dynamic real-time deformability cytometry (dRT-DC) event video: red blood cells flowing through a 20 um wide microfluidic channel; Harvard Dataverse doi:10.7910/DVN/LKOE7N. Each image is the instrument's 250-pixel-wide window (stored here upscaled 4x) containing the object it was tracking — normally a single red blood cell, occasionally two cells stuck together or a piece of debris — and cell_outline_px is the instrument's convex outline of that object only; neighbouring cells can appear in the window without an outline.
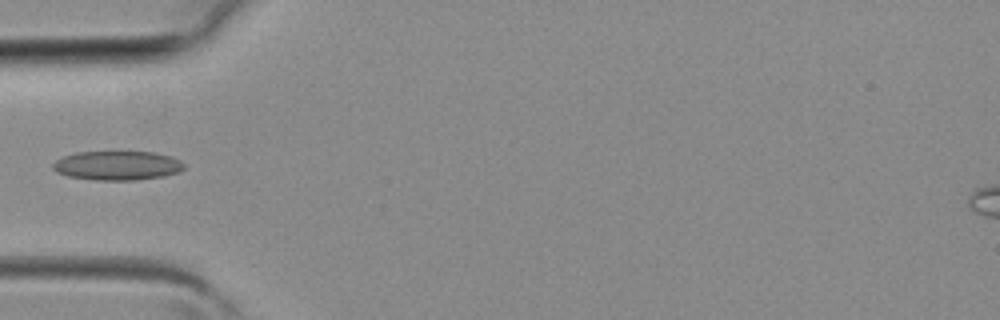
{"species": "common noctule bat (a hibernating species)", "species_latin": "Nyctalus noctula", "temperature_condition": "room temperature", "stored_images_in_passage": 3, "camera_frame_rate_fps": 3000, "um_per_image_px": 0.085, "animal": {"sex": "female", "body_mass_g": 19.3, "forearm_length_mm": 54.1}, "frame": {"image": 1, "passage_image": 3, "time_ms": 0.667, "image_size_px": [1000, 320], "cell_outline_px": [[184, 168], [176, 172], [164, 176], [136, 180], [96, 180], [68, 176], [56, 172], [52, 168], [52, 164], [56, 160], [64, 156], [76, 152], [152, 152], [172, 156], [180, 160], [184, 164]], "centroid_in_image_um": [9.96, 14.07], "position_along_channel_um": 75.0, "area_um2": 22.25}}